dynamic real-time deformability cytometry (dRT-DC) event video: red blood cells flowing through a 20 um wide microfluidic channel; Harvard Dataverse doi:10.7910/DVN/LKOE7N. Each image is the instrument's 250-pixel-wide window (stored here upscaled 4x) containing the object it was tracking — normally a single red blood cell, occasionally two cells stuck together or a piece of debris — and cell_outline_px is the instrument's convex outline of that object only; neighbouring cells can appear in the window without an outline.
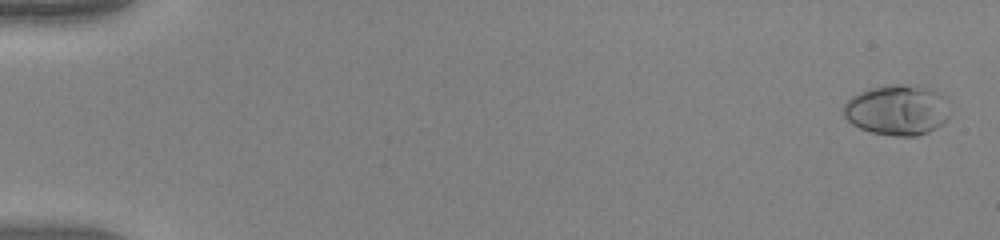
{"species": "human", "species_latin": "Homo sapiens", "temperature_condition": "warm", "stored_images_in_passage": 52, "camera_frame_rate_fps": 3000, "um_per_image_px": 0.085, "donor": {"sex": "female"}, "frame": {"image": 1, "passage_image": 2, "time_ms": 0.333, "image_size_px": [1000, 240], "cell_outline_px": [[948, 120], [928, 132], [916, 136], [892, 136], [872, 132], [860, 128], [852, 124], [844, 116], [844, 104], [852, 96], [860, 92], [872, 88], [892, 84], [916, 84], [932, 88], [940, 96], [948, 116]], "centroid_in_image_um": [76.22, 9.35], "position_along_channel_um": 8.8, "area_um2": 30.87}}
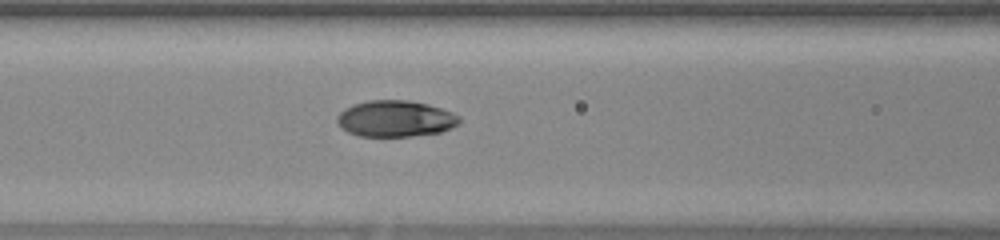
{"frame": {"image": 2, "passage_image": 24, "time_ms": 7.667, "image_size_px": [1000, 240], "cell_outline_px": [[460, 124], [452, 128], [440, 132], [412, 136], [360, 136], [348, 132], [336, 120], [336, 116], [344, 108], [352, 104], [368, 100], [408, 100], [428, 104], [452, 112], [460, 116]], "centroid_in_image_um": [33.63, 10.08], "position_along_channel_um": 133.0, "area_um2": 25.95}}
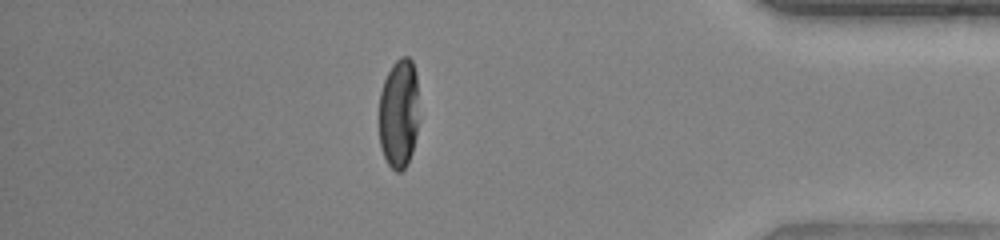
{"frame": {"image": 3, "passage_image": 46, "time_ms": 15.0, "image_size_px": [1000, 240], "cell_outline_px": [[416, 132], [412, 152], [408, 164], [400, 172], [396, 172], [388, 164], [384, 156], [380, 144], [380, 92], [384, 80], [392, 64], [400, 56], [408, 56], [412, 60], [416, 72]], "centroid_in_image_um": [33.88, 9.63], "position_along_channel_um": 401.3, "area_um2": 25.09}, "authors_computed_cell_mechanics": {"area_um2": 26.4724, "velocity_mm_per_s": 4.079, "shape_relaxation_time_tau1_ms": 4.163, "shape_relaxation_time_tau2_ms": 0.8131, "deformation_change_tau1": 0.2315, "deformation_change_tau2": 0.0372}}